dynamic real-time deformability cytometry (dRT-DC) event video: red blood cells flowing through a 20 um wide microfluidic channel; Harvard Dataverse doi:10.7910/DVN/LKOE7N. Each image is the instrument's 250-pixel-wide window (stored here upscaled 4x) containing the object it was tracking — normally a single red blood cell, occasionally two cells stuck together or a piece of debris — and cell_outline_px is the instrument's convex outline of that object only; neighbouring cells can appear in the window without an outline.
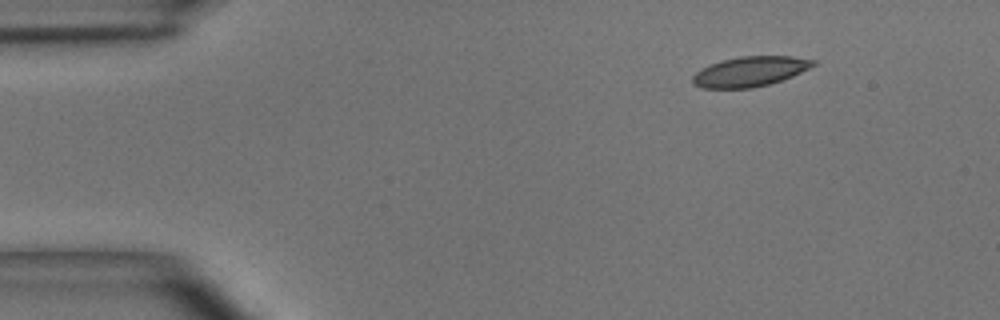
{"species": "common noctule bat (a hibernating species)", "species_latin": "Nyctalus noctula", "temperature_condition": "room temperature", "stored_images_in_passage": 2, "camera_frame_rate_fps": 3000, "um_per_image_px": 0.085, "animal": {"sex": "male", "body_mass_g": 15.6}, "frame": {"image": 1, "passage_image": 2, "time_ms": 0.333, "image_size_px": [1000, 320], "cell_outline_px": [[816, 64], [792, 76], [768, 84], [752, 88], [700, 88], [692, 80], [692, 76], [700, 68], [708, 64], [740, 56], [792, 56], [816, 60]], "centroid_in_image_um": [63.72, 6.07], "position_along_channel_um": 21.3, "area_um2": 20.92}}